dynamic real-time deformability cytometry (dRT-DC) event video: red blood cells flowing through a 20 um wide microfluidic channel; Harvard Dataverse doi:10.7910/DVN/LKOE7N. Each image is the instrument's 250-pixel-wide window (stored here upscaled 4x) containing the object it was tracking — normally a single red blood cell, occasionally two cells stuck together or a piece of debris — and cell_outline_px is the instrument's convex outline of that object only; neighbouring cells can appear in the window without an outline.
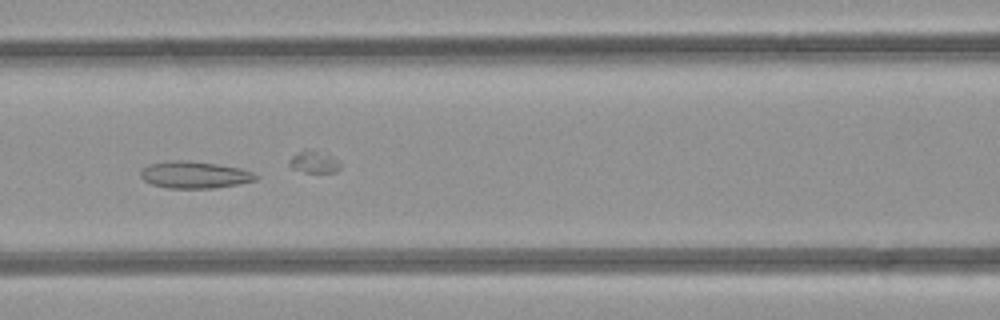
{"species": "common noctule bat (a hibernating species)", "species_latin": "Nyctalus noctula", "temperature_condition": "room temperature", "stored_images_in_passage": 37, "camera_frame_rate_fps": 3000, "um_per_image_px": 0.085, "animal": {"sex": "female", "body_mass_g": 21.9}, "frame": {"image": 1, "passage_image": 9, "time_ms": 2.667, "image_size_px": [1000, 320], "cell_outline_px": [[260, 176], [256, 180], [240, 184], [212, 188], [168, 188], [152, 184], [144, 180], [140, 176], [140, 168], [148, 164], [168, 160], [184, 160], [216, 164], [240, 168], [252, 172]], "centroid_in_image_um": [16.51, 14.85], "position_along_channel_um": 150.1, "area_um2": 18.21}}
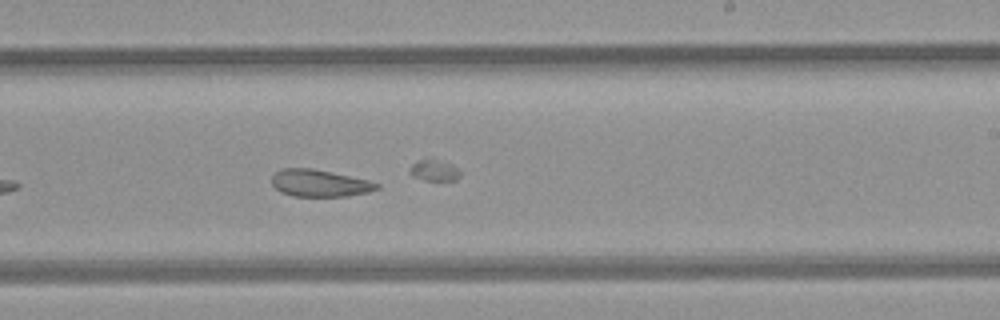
{"frame": {"image": 2, "passage_image": 17, "time_ms": 5.333, "image_size_px": [1000, 320], "cell_outline_px": [[380, 188], [368, 192], [348, 196], [292, 196], [280, 192], [272, 184], [272, 176], [280, 168], [312, 168], [368, 180], [380, 184]], "centroid_in_image_um": [27.15, 15.57], "position_along_channel_um": 261.8, "area_um2": 16.53}}
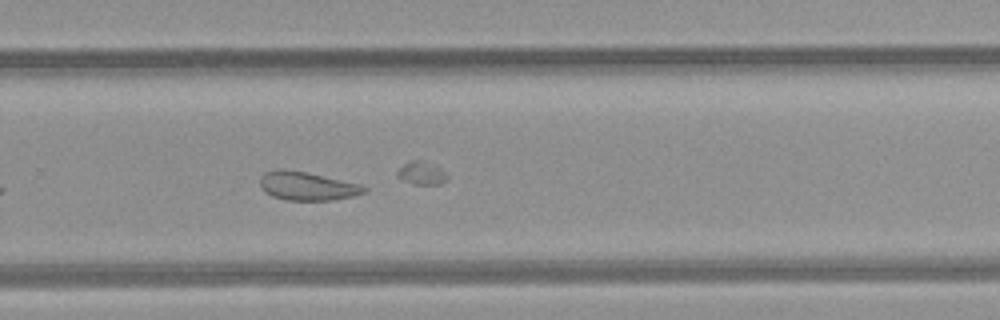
{"frame": {"image": 3, "passage_image": 20, "time_ms": 6.333, "image_size_px": [1000, 320], "cell_outline_px": [[368, 188], [364, 192], [352, 196], [332, 200], [288, 200], [272, 196], [264, 192], [260, 188], [260, 176], [264, 172], [284, 168], [304, 172], [340, 180], [356, 184]], "centroid_in_image_um": [26.01, 15.82], "position_along_channel_um": 303.8, "area_um2": 16.99}, "authors_computed_cell_mechanics": {"area_um2": 18.3226, "velocity_mm_per_s": 4.2138, "shape_relaxation_time_tau1_ms": null, "shape_relaxation_time_tau2_ms": 3.1999, "deformation_change_tau1": null, "deformation_change_tau2": 0.1084}}